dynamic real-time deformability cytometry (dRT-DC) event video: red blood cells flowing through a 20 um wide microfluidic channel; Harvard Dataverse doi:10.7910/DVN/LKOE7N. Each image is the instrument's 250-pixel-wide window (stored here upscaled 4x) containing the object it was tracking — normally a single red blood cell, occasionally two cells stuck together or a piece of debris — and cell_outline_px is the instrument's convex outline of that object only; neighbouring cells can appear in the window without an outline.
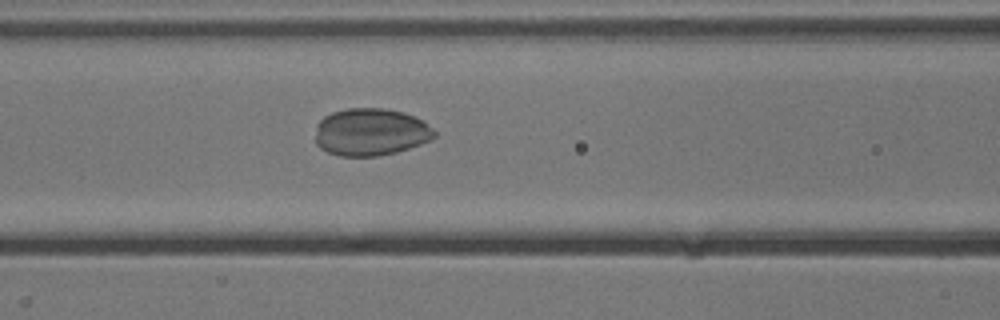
{"species": "common noctule bat (a hibernating species)", "species_latin": "Nyctalus noctula", "temperature_condition": "cold", "stored_images_in_passage": 53, "camera_frame_rate_fps": 3000, "um_per_image_px": 0.085, "animal": {"sex": "male", "body_mass_g": 13.3}, "frame": {"image": 1, "passage_image": 22, "time_ms": 7.0, "image_size_px": [1000, 320], "cell_outline_px": [[436, 136], [420, 144], [396, 152], [376, 156], [340, 156], [328, 152], [320, 148], [316, 144], [316, 124], [324, 116], [332, 112], [348, 108], [384, 108], [404, 112], [416, 116], [424, 120], [436, 132]], "centroid_in_image_um": [31.51, 11.21], "position_along_channel_um": 135.1, "area_um2": 33.06}}
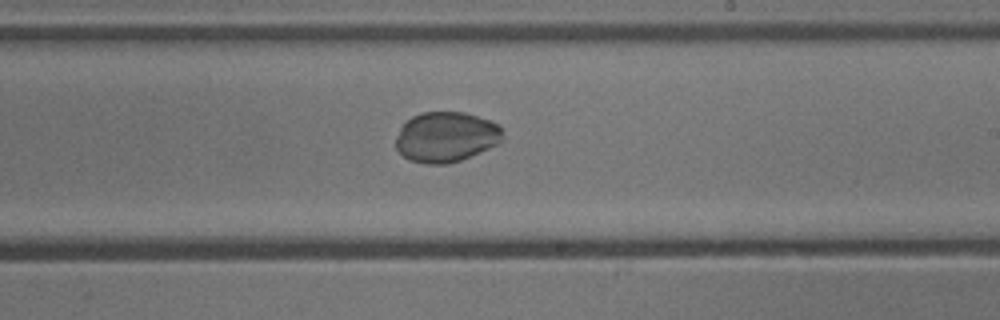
{"frame": {"image": 2, "passage_image": 31, "time_ms": 10.0, "image_size_px": [1000, 320], "cell_outline_px": [[504, 140], [488, 148], [460, 160], [448, 164], [428, 164], [408, 160], [396, 148], [396, 136], [400, 128], [412, 116], [424, 112], [464, 112], [500, 124], [504, 136]], "centroid_in_image_um": [37.92, 11.64], "position_along_channel_um": 251.1, "area_um2": 31.21}}
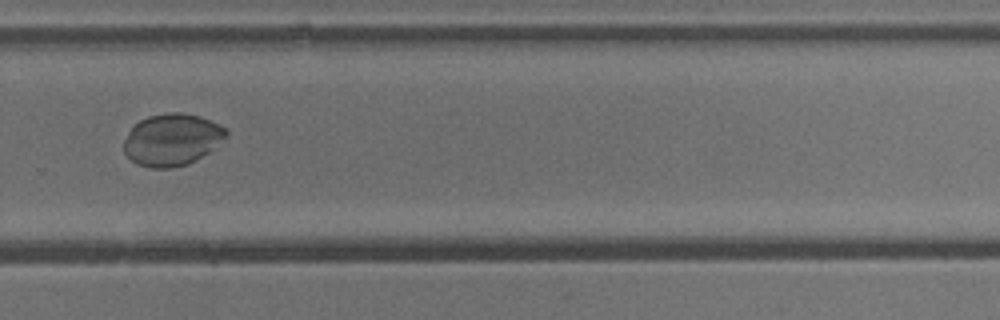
{"frame": {"image": 3, "passage_image": 36, "time_ms": 11.667, "image_size_px": [1000, 320], "cell_outline_px": [[228, 136], [216, 148], [196, 160], [188, 164], [168, 168], [152, 168], [136, 164], [124, 152], [124, 140], [128, 132], [140, 120], [148, 116], [168, 112], [180, 112], [200, 116], [220, 124], [228, 132]], "centroid_in_image_um": [14.65, 11.87], "position_along_channel_um": 315.1, "area_um2": 31.15}}